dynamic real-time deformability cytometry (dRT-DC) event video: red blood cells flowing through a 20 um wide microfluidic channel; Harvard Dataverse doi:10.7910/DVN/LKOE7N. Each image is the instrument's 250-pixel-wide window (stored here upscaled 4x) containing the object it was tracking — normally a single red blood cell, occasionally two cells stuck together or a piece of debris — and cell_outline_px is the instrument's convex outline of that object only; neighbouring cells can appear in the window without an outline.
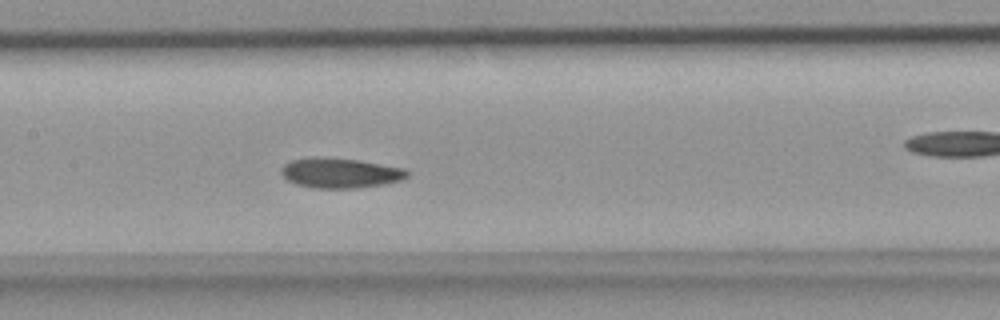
{"species": "common noctule bat (a hibernating species)", "species_latin": "Nyctalus noctula", "temperature_condition": "room temperature", "stored_images_in_passage": 27, "camera_frame_rate_fps": 3000, "um_per_image_px": 0.085, "animal": {"sex": "female", "body_mass_g": 18.4}, "frame": {"image": 1, "passage_image": 12, "time_ms": 3.667, "image_size_px": [1000, 320], "cell_outline_px": [[408, 176], [400, 180], [384, 184], [356, 188], [312, 188], [296, 184], [288, 180], [280, 172], [280, 168], [284, 164], [292, 160], [304, 156], [324, 156], [360, 160], [408, 168]], "centroid_in_image_um": [28.9, 14.67], "position_along_channel_um": 178.5, "area_um2": 22.54}}